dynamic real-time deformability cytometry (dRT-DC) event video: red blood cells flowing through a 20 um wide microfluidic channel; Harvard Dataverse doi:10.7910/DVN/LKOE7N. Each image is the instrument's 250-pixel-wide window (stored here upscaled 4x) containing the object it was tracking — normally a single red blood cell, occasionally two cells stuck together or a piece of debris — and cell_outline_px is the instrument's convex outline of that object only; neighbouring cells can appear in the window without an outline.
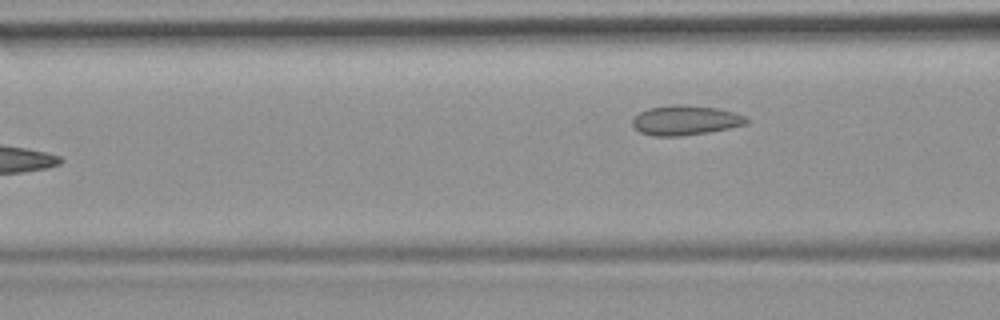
{"species": "common noctule bat (a hibernating species)", "species_latin": "Nyctalus noctula", "temperature_condition": "room temperature", "stored_images_in_passage": 6, "camera_frame_rate_fps": 3000, "um_per_image_px": 0.085, "animal": {"sex": "female", "body_mass_g": 19.9}, "frame": {"image": 1, "passage_image": 6, "time_ms": 1.667, "image_size_px": [1000, 320], "cell_outline_px": [[748, 124], [708, 132], [680, 136], [652, 136], [640, 132], [632, 124], [632, 120], [640, 112], [648, 108], [672, 104], [684, 104], [716, 108], [732, 112], [744, 116], [748, 120]], "centroid_in_image_um": [58.23, 10.22], "position_along_channel_um": 108.4, "area_um2": 19.65}}